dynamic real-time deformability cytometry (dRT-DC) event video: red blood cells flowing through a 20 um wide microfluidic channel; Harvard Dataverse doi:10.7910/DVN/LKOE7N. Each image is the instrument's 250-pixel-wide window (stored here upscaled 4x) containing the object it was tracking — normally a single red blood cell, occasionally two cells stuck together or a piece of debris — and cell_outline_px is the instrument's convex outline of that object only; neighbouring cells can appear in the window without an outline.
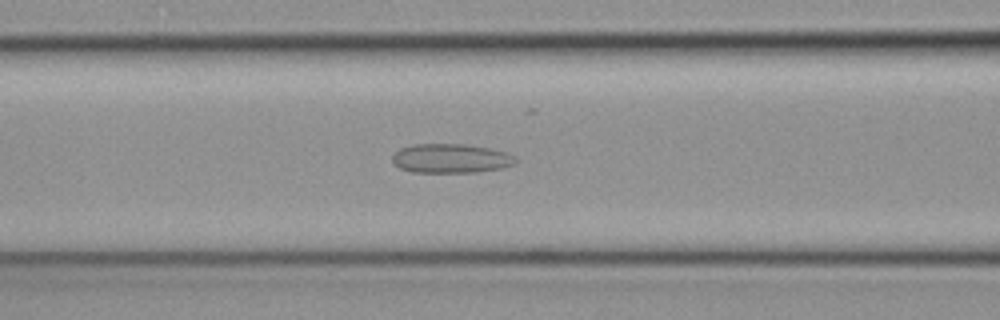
{"species": "common noctule bat (a hibernating species)", "species_latin": "Nyctalus noctula", "temperature_condition": "cold", "stored_images_in_passage": 43, "camera_frame_rate_fps": 3000, "um_per_image_px": 0.085, "animal": {"sex": "female", "body_mass_g": 19.3, "forearm_length_mm": 54.1}, "frame": {"image": 1, "passage_image": 16, "time_ms": 5.0, "image_size_px": [1000, 320], "cell_outline_px": [[516, 164], [500, 168], [476, 172], [412, 172], [400, 168], [392, 160], [392, 156], [400, 148], [412, 144], [464, 144], [488, 148], [504, 152], [516, 156]], "centroid_in_image_um": [38.32, 13.46], "position_along_channel_um": 128.3, "area_um2": 20.87}}
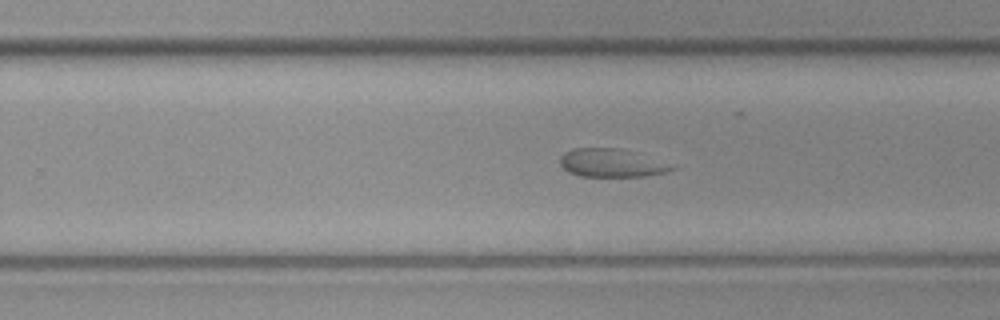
{"frame": {"image": 2, "passage_image": 27, "time_ms": 8.667, "image_size_px": [1000, 320], "cell_outline_px": [[676, 168], [668, 172], [644, 176], [580, 176], [568, 172], [560, 164], [560, 156], [564, 152], [572, 148], [620, 148], [640, 152]], "centroid_in_image_um": [51.95, 13.84], "position_along_channel_um": 277.9, "area_um2": 18.44}}
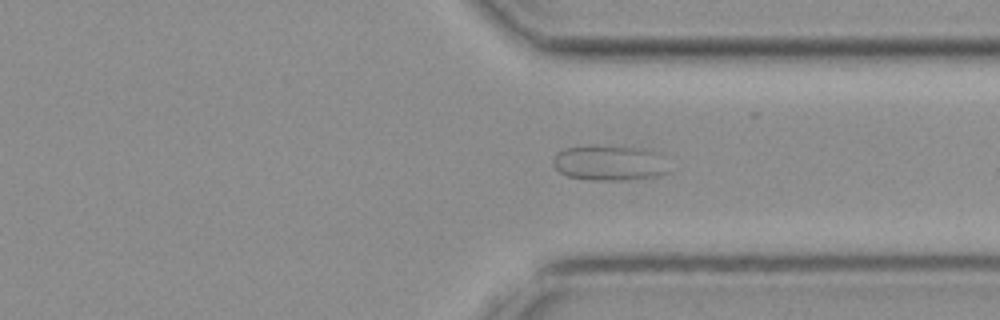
{"frame": {"image": 3, "passage_image": 33, "time_ms": 10.667, "image_size_px": [1000, 320], "cell_outline_px": [[668, 172], [656, 176], [624, 180], [588, 180], [568, 176], [560, 172], [552, 164], [552, 160], [564, 148], [588, 144], [636, 148], [648, 152]], "centroid_in_image_um": [51.57, 13.86], "position_along_channel_um": 359.8, "area_um2": 22.83}}